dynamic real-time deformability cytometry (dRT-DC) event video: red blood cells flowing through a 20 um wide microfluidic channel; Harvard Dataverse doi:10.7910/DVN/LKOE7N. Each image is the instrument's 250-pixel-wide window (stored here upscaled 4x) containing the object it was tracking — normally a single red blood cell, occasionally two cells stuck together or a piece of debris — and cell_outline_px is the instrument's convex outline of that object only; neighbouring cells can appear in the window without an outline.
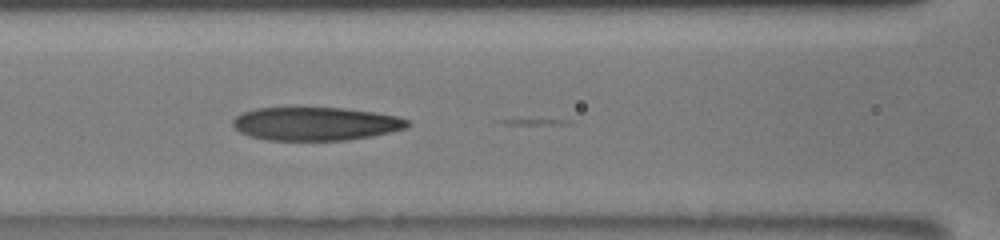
{"species": "human", "species_latin": "Homo sapiens", "temperature_condition": "room temperature", "stored_images_in_passage": 14, "camera_frame_rate_fps": 3000, "um_per_image_px": 0.085, "donor": {"sex": "male"}, "frame": {"image": 1, "passage_image": 12, "time_ms": 4.333, "image_size_px": [1000, 240], "cell_outline_px": [[412, 124], [408, 128], [372, 136], [348, 140], [268, 140], [248, 136], [240, 132], [232, 124], [232, 120], [240, 112], [256, 108], [344, 108], [372, 112], [396, 116], [412, 120]], "centroid_in_image_um": [26.84, 10.52], "position_along_channel_um": 139.8, "area_um2": 34.16}}
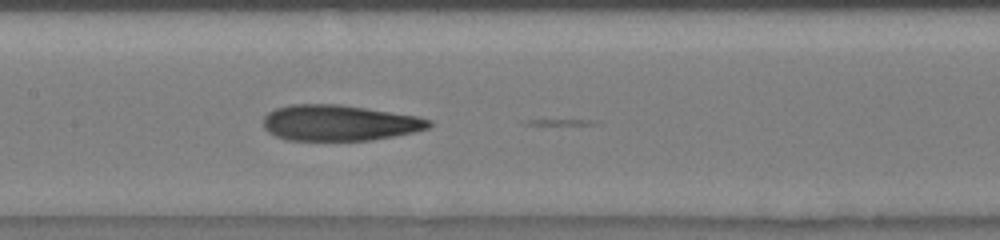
{"frame": {"image": 2, "passage_image": 14, "time_ms": 5.333, "image_size_px": [1000, 240], "cell_outline_px": [[432, 124], [428, 128], [396, 136], [372, 140], [288, 140], [276, 136], [268, 132], [264, 128], [264, 116], [268, 112], [276, 108], [292, 104], [340, 104], [416, 116], [432, 120]], "centroid_in_image_um": [28.82, 10.44], "position_along_channel_um": 178.6, "area_um2": 34.51}}